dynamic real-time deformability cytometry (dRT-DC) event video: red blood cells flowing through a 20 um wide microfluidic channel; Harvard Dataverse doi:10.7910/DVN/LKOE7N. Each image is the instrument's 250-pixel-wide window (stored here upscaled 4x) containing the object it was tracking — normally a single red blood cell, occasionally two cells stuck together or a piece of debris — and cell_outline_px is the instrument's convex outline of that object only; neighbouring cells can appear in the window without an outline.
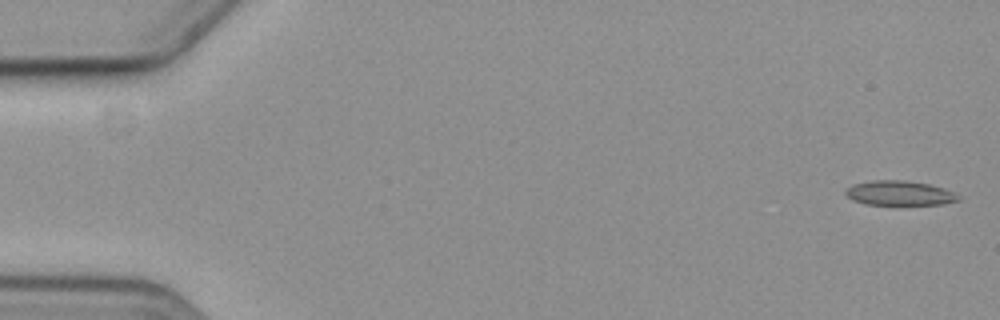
{"species": "common noctule bat (a hibernating species)", "species_latin": "Nyctalus noctula", "temperature_condition": "cold", "stored_images_in_passage": 6, "camera_frame_rate_fps": 3000, "um_per_image_px": 0.085, "animal": {"sex": "female", "body_mass_g": 19.3, "forearm_length_mm": 54.1}, "frame": {"image": 1, "passage_image": 1, "time_ms": 0.0, "image_size_px": [1000, 320], "cell_outline_px": [[960, 200], [940, 204], [868, 204], [852, 200], [844, 192], [852, 184], [872, 180], [904, 180], [928, 184], [944, 188], [952, 192]], "centroid_in_image_um": [76.41, 16.4], "position_along_channel_um": 8.6, "area_um2": 15.84}}
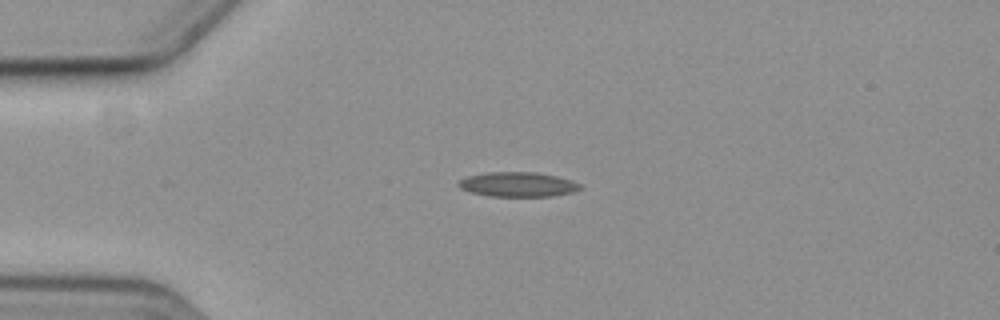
{"frame": {"image": 2, "passage_image": 4, "time_ms": 4.333, "image_size_px": [1000, 320], "cell_outline_px": [[584, 188], [572, 192], [552, 196], [488, 196], [472, 192], [460, 188], [460, 180], [468, 176], [484, 172], [536, 172], [556, 176], [572, 180], [580, 184]], "centroid_in_image_um": [44.06, 15.67], "position_along_channel_um": 40.9, "area_um2": 17.4}}
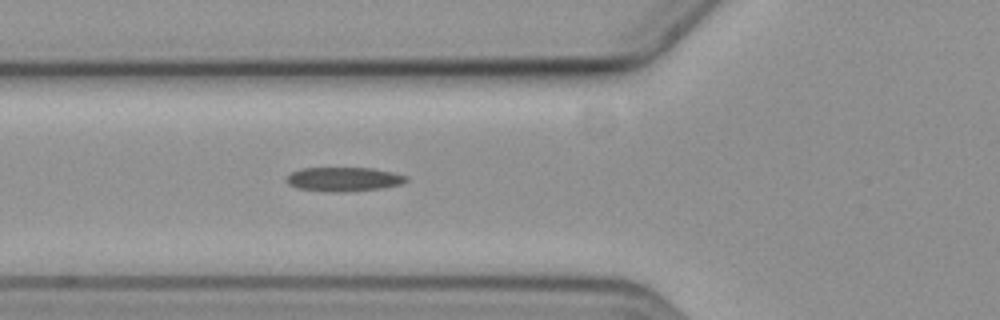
{"frame": {"image": 3, "passage_image": 6, "time_ms": 6.667, "image_size_px": [1000, 320], "cell_outline_px": [[408, 180], [400, 184], [384, 188], [336, 192], [328, 192], [296, 188], [288, 184], [284, 180], [292, 172], [300, 168], [372, 168], [392, 172], [408, 176]], "centroid_in_image_um": [29.19, 15.23], "position_along_channel_um": 96.6, "area_um2": 16.88}}